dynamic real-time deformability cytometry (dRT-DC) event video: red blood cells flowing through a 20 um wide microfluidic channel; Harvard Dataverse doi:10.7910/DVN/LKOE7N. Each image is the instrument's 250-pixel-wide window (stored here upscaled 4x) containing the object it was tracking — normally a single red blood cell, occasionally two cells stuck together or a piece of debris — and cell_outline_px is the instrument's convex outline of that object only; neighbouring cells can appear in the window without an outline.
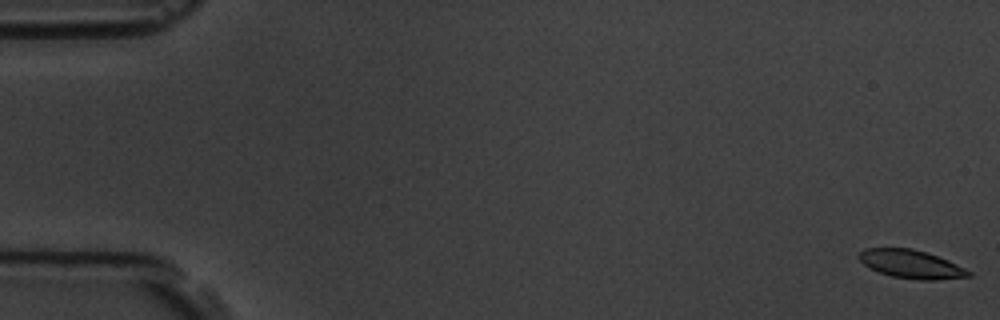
{"species": "common noctule bat (a hibernating species)", "species_latin": "Nyctalus noctula", "temperature_condition": "room temperature", "stored_images_in_passage": 6, "camera_frame_rate_fps": 3000, "um_per_image_px": 0.085, "animal": {"sex": "male", "body_mass_g": 19.5, "forearm_length_mm": 54.6}, "frame": {"image": 1, "passage_image": 1, "time_ms": 0.0, "image_size_px": [1000, 320], "cell_outline_px": [[972, 276], [936, 280], [920, 280], [892, 276], [868, 268], [856, 256], [864, 248], [912, 248], [948, 260], [972, 272]], "centroid_in_image_um": [77.43, 22.45], "position_along_channel_um": 7.6, "area_um2": 18.03}}
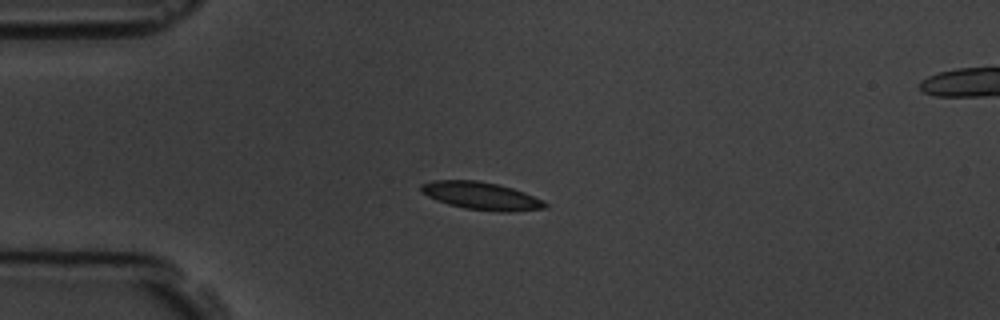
{"frame": {"image": 2, "passage_image": 5, "time_ms": 4.667, "image_size_px": [1000, 320], "cell_outline_px": [[548, 208], [508, 212], [496, 212], [464, 208], [448, 204], [436, 200], [420, 192], [420, 184], [432, 180], [476, 180], [496, 184], [512, 188], [524, 192], [544, 200], [548, 204]], "centroid_in_image_um": [40.9, 16.65], "position_along_channel_um": 44.1, "area_um2": 20.17}}